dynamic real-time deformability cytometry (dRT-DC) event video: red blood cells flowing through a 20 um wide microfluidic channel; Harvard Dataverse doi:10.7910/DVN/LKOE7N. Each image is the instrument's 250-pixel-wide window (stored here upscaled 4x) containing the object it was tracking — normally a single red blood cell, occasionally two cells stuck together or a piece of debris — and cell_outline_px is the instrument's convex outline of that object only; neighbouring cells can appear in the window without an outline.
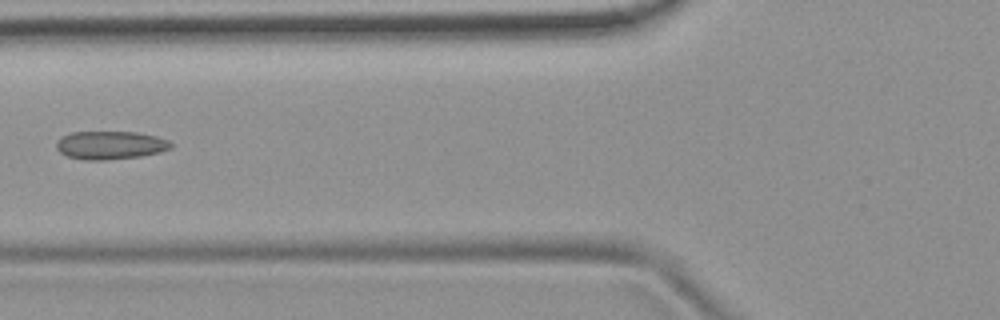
{"species": "common noctule bat (a hibernating species)", "species_latin": "Nyctalus noctula", "temperature_condition": "room temperature", "stored_images_in_passage": 7, "camera_frame_rate_fps": 3000, "um_per_image_px": 0.085, "animal": {"sex": "female", "body_mass_g": 19.9}, "frame": {"image": 1, "passage_image": 6, "time_ms": 6.0, "image_size_px": [1000, 320], "cell_outline_px": [[172, 148], [160, 152], [140, 156], [108, 160], [84, 160], [68, 156], [60, 152], [56, 148], [56, 144], [64, 136], [72, 132], [136, 132], [156, 136], [168, 140], [172, 144]], "centroid_in_image_um": [9.41, 12.34], "position_along_channel_um": 116.4, "area_um2": 18.73}}
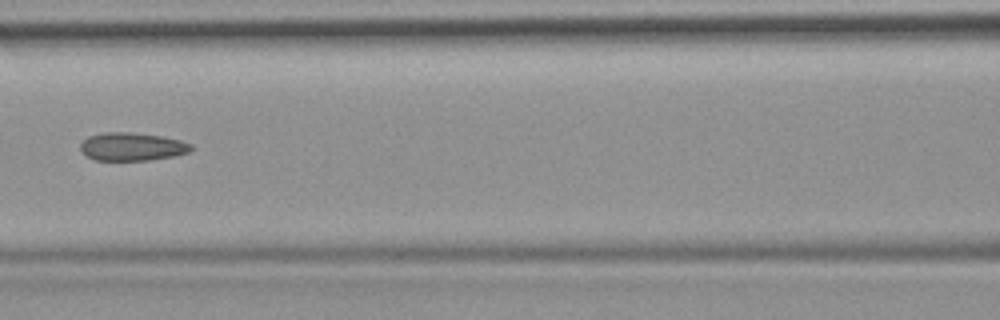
{"frame": {"image": 2, "passage_image": 7, "time_ms": 7.0, "image_size_px": [1000, 320], "cell_outline_px": [[192, 148], [188, 152], [176, 156], [148, 160], [96, 160], [88, 156], [80, 148], [80, 144], [88, 136], [104, 132], [132, 132], [160, 136], [180, 140], [192, 144]], "centroid_in_image_um": [11.24, 12.46], "position_along_channel_um": 155.4, "area_um2": 18.03}}